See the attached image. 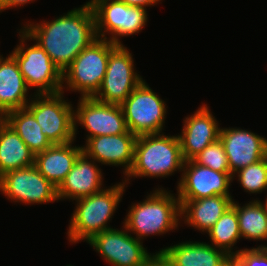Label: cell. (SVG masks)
I'll return each mask as SVG.
<instances>
[{"label":"cell","instance_id":"obj_20","mask_svg":"<svg viewBox=\"0 0 267 266\" xmlns=\"http://www.w3.org/2000/svg\"><path fill=\"white\" fill-rule=\"evenodd\" d=\"M73 143L74 141L53 144L35 155L34 166L56 188L60 186L78 156L83 152L82 146H72Z\"/></svg>","mask_w":267,"mask_h":266},{"label":"cell","instance_id":"obj_3","mask_svg":"<svg viewBox=\"0 0 267 266\" xmlns=\"http://www.w3.org/2000/svg\"><path fill=\"white\" fill-rule=\"evenodd\" d=\"M180 218L178 197L158 187L142 202L131 205L123 226L142 241L152 234L162 235L177 229Z\"/></svg>","mask_w":267,"mask_h":266},{"label":"cell","instance_id":"obj_18","mask_svg":"<svg viewBox=\"0 0 267 266\" xmlns=\"http://www.w3.org/2000/svg\"><path fill=\"white\" fill-rule=\"evenodd\" d=\"M96 161L82 152L57 188L58 200L87 197L102 191L103 173Z\"/></svg>","mask_w":267,"mask_h":266},{"label":"cell","instance_id":"obj_33","mask_svg":"<svg viewBox=\"0 0 267 266\" xmlns=\"http://www.w3.org/2000/svg\"><path fill=\"white\" fill-rule=\"evenodd\" d=\"M228 264L230 266H245L236 256H230Z\"/></svg>","mask_w":267,"mask_h":266},{"label":"cell","instance_id":"obj_21","mask_svg":"<svg viewBox=\"0 0 267 266\" xmlns=\"http://www.w3.org/2000/svg\"><path fill=\"white\" fill-rule=\"evenodd\" d=\"M24 77L15 58L9 54L6 58L0 55V112L26 108L30 102Z\"/></svg>","mask_w":267,"mask_h":266},{"label":"cell","instance_id":"obj_23","mask_svg":"<svg viewBox=\"0 0 267 266\" xmlns=\"http://www.w3.org/2000/svg\"><path fill=\"white\" fill-rule=\"evenodd\" d=\"M35 154L4 120L0 124V176L34 165Z\"/></svg>","mask_w":267,"mask_h":266},{"label":"cell","instance_id":"obj_6","mask_svg":"<svg viewBox=\"0 0 267 266\" xmlns=\"http://www.w3.org/2000/svg\"><path fill=\"white\" fill-rule=\"evenodd\" d=\"M95 17L96 36L122 45L120 37L141 32L148 20L146 8L127 5L118 0H90ZM110 38H107V34Z\"/></svg>","mask_w":267,"mask_h":266},{"label":"cell","instance_id":"obj_11","mask_svg":"<svg viewBox=\"0 0 267 266\" xmlns=\"http://www.w3.org/2000/svg\"><path fill=\"white\" fill-rule=\"evenodd\" d=\"M0 192L14 202L28 205L58 201L57 188L34 165L0 176Z\"/></svg>","mask_w":267,"mask_h":266},{"label":"cell","instance_id":"obj_27","mask_svg":"<svg viewBox=\"0 0 267 266\" xmlns=\"http://www.w3.org/2000/svg\"><path fill=\"white\" fill-rule=\"evenodd\" d=\"M238 177L241 187L250 194L267 190V156L256 163L239 169L233 174Z\"/></svg>","mask_w":267,"mask_h":266},{"label":"cell","instance_id":"obj_8","mask_svg":"<svg viewBox=\"0 0 267 266\" xmlns=\"http://www.w3.org/2000/svg\"><path fill=\"white\" fill-rule=\"evenodd\" d=\"M63 94L64 91L34 94L26 105L52 144H66L75 140L74 109L71 103L63 99Z\"/></svg>","mask_w":267,"mask_h":266},{"label":"cell","instance_id":"obj_14","mask_svg":"<svg viewBox=\"0 0 267 266\" xmlns=\"http://www.w3.org/2000/svg\"><path fill=\"white\" fill-rule=\"evenodd\" d=\"M123 229L105 230L87 243L112 266H140L150 253L142 241L133 237L124 226Z\"/></svg>","mask_w":267,"mask_h":266},{"label":"cell","instance_id":"obj_15","mask_svg":"<svg viewBox=\"0 0 267 266\" xmlns=\"http://www.w3.org/2000/svg\"><path fill=\"white\" fill-rule=\"evenodd\" d=\"M219 138L228 158L230 173L267 156V139L241 128H221Z\"/></svg>","mask_w":267,"mask_h":266},{"label":"cell","instance_id":"obj_35","mask_svg":"<svg viewBox=\"0 0 267 266\" xmlns=\"http://www.w3.org/2000/svg\"><path fill=\"white\" fill-rule=\"evenodd\" d=\"M4 121V115L0 112V124Z\"/></svg>","mask_w":267,"mask_h":266},{"label":"cell","instance_id":"obj_25","mask_svg":"<svg viewBox=\"0 0 267 266\" xmlns=\"http://www.w3.org/2000/svg\"><path fill=\"white\" fill-rule=\"evenodd\" d=\"M236 208L241 238L267 240V213L260 200H252L244 206L233 200Z\"/></svg>","mask_w":267,"mask_h":266},{"label":"cell","instance_id":"obj_12","mask_svg":"<svg viewBox=\"0 0 267 266\" xmlns=\"http://www.w3.org/2000/svg\"><path fill=\"white\" fill-rule=\"evenodd\" d=\"M78 101L77 109L74 110L75 138L77 124L87 130L86 141L91 137L118 135L129 131L121 105L105 104L93 97H80Z\"/></svg>","mask_w":267,"mask_h":266},{"label":"cell","instance_id":"obj_19","mask_svg":"<svg viewBox=\"0 0 267 266\" xmlns=\"http://www.w3.org/2000/svg\"><path fill=\"white\" fill-rule=\"evenodd\" d=\"M232 196H212L196 200H179L182 221L201 232H207L232 206ZM183 217V218H182Z\"/></svg>","mask_w":267,"mask_h":266},{"label":"cell","instance_id":"obj_5","mask_svg":"<svg viewBox=\"0 0 267 266\" xmlns=\"http://www.w3.org/2000/svg\"><path fill=\"white\" fill-rule=\"evenodd\" d=\"M116 46L107 39H95L62 72V83H65L62 92L66 88L80 92L81 98L94 97L106 74L109 55Z\"/></svg>","mask_w":267,"mask_h":266},{"label":"cell","instance_id":"obj_29","mask_svg":"<svg viewBox=\"0 0 267 266\" xmlns=\"http://www.w3.org/2000/svg\"><path fill=\"white\" fill-rule=\"evenodd\" d=\"M235 255L245 266H267V245L237 250Z\"/></svg>","mask_w":267,"mask_h":266},{"label":"cell","instance_id":"obj_10","mask_svg":"<svg viewBox=\"0 0 267 266\" xmlns=\"http://www.w3.org/2000/svg\"><path fill=\"white\" fill-rule=\"evenodd\" d=\"M142 81V76L134 70L133 55L123 44L117 45L109 55L102 85L93 98L105 104L121 105Z\"/></svg>","mask_w":267,"mask_h":266},{"label":"cell","instance_id":"obj_28","mask_svg":"<svg viewBox=\"0 0 267 266\" xmlns=\"http://www.w3.org/2000/svg\"><path fill=\"white\" fill-rule=\"evenodd\" d=\"M192 160L217 172H230L228 158L220 138L204 148Z\"/></svg>","mask_w":267,"mask_h":266},{"label":"cell","instance_id":"obj_13","mask_svg":"<svg viewBox=\"0 0 267 266\" xmlns=\"http://www.w3.org/2000/svg\"><path fill=\"white\" fill-rule=\"evenodd\" d=\"M182 171L176 195L179 200L231 196L229 187L233 182V175L230 172H217L193 160L184 161Z\"/></svg>","mask_w":267,"mask_h":266},{"label":"cell","instance_id":"obj_16","mask_svg":"<svg viewBox=\"0 0 267 266\" xmlns=\"http://www.w3.org/2000/svg\"><path fill=\"white\" fill-rule=\"evenodd\" d=\"M136 139L137 136L130 131L118 135L96 136L89 138L82 148L97 163L122 166L126 178L134 163Z\"/></svg>","mask_w":267,"mask_h":266},{"label":"cell","instance_id":"obj_2","mask_svg":"<svg viewBox=\"0 0 267 266\" xmlns=\"http://www.w3.org/2000/svg\"><path fill=\"white\" fill-rule=\"evenodd\" d=\"M184 159L178 135L160 133L137 136L134 163L124 182L140 177L165 178L182 172Z\"/></svg>","mask_w":267,"mask_h":266},{"label":"cell","instance_id":"obj_32","mask_svg":"<svg viewBox=\"0 0 267 266\" xmlns=\"http://www.w3.org/2000/svg\"><path fill=\"white\" fill-rule=\"evenodd\" d=\"M33 1L35 0H5V2L0 6V12H3L6 9H11L12 7H21Z\"/></svg>","mask_w":267,"mask_h":266},{"label":"cell","instance_id":"obj_34","mask_svg":"<svg viewBox=\"0 0 267 266\" xmlns=\"http://www.w3.org/2000/svg\"><path fill=\"white\" fill-rule=\"evenodd\" d=\"M267 197V196H266ZM261 204L263 205V207H264V209H265V212L267 213V198H266V200H265V203L263 202H261Z\"/></svg>","mask_w":267,"mask_h":266},{"label":"cell","instance_id":"obj_7","mask_svg":"<svg viewBox=\"0 0 267 266\" xmlns=\"http://www.w3.org/2000/svg\"><path fill=\"white\" fill-rule=\"evenodd\" d=\"M20 44L10 53L18 63L27 87H36L35 94L62 92V72L50 56L37 44L27 46L29 36L20 29ZM26 46V47H25Z\"/></svg>","mask_w":267,"mask_h":266},{"label":"cell","instance_id":"obj_31","mask_svg":"<svg viewBox=\"0 0 267 266\" xmlns=\"http://www.w3.org/2000/svg\"><path fill=\"white\" fill-rule=\"evenodd\" d=\"M118 1L134 7L147 8L149 6H154V4L155 5L158 4V2L162 0H118Z\"/></svg>","mask_w":267,"mask_h":266},{"label":"cell","instance_id":"obj_30","mask_svg":"<svg viewBox=\"0 0 267 266\" xmlns=\"http://www.w3.org/2000/svg\"><path fill=\"white\" fill-rule=\"evenodd\" d=\"M140 266H173L168 255L160 250L155 254H149Z\"/></svg>","mask_w":267,"mask_h":266},{"label":"cell","instance_id":"obj_24","mask_svg":"<svg viewBox=\"0 0 267 266\" xmlns=\"http://www.w3.org/2000/svg\"><path fill=\"white\" fill-rule=\"evenodd\" d=\"M4 120L14 129L35 155L53 145L46 135L43 134L41 126L27 108L7 112L4 115Z\"/></svg>","mask_w":267,"mask_h":266},{"label":"cell","instance_id":"obj_36","mask_svg":"<svg viewBox=\"0 0 267 266\" xmlns=\"http://www.w3.org/2000/svg\"><path fill=\"white\" fill-rule=\"evenodd\" d=\"M5 2V0H0V6Z\"/></svg>","mask_w":267,"mask_h":266},{"label":"cell","instance_id":"obj_26","mask_svg":"<svg viewBox=\"0 0 267 266\" xmlns=\"http://www.w3.org/2000/svg\"><path fill=\"white\" fill-rule=\"evenodd\" d=\"M210 237L211 244L226 252L229 256H235L238 251L233 250L241 239L238 217L235 206L232 204L219 220L206 232Z\"/></svg>","mask_w":267,"mask_h":266},{"label":"cell","instance_id":"obj_17","mask_svg":"<svg viewBox=\"0 0 267 266\" xmlns=\"http://www.w3.org/2000/svg\"><path fill=\"white\" fill-rule=\"evenodd\" d=\"M184 126L178 134L184 161L192 160L204 148L219 139L220 126L206 104L184 118Z\"/></svg>","mask_w":267,"mask_h":266},{"label":"cell","instance_id":"obj_9","mask_svg":"<svg viewBox=\"0 0 267 266\" xmlns=\"http://www.w3.org/2000/svg\"><path fill=\"white\" fill-rule=\"evenodd\" d=\"M128 130L136 136L163 133L166 103L143 80L121 104Z\"/></svg>","mask_w":267,"mask_h":266},{"label":"cell","instance_id":"obj_22","mask_svg":"<svg viewBox=\"0 0 267 266\" xmlns=\"http://www.w3.org/2000/svg\"><path fill=\"white\" fill-rule=\"evenodd\" d=\"M163 250L173 266H225L230 256L212 244L187 241L165 247Z\"/></svg>","mask_w":267,"mask_h":266},{"label":"cell","instance_id":"obj_4","mask_svg":"<svg viewBox=\"0 0 267 266\" xmlns=\"http://www.w3.org/2000/svg\"><path fill=\"white\" fill-rule=\"evenodd\" d=\"M125 185L127 184L123 181L75 200L77 205L67 231L69 242L78 243L83 239L88 242L95 234L112 229L107 223L112 220L127 187Z\"/></svg>","mask_w":267,"mask_h":266},{"label":"cell","instance_id":"obj_1","mask_svg":"<svg viewBox=\"0 0 267 266\" xmlns=\"http://www.w3.org/2000/svg\"><path fill=\"white\" fill-rule=\"evenodd\" d=\"M22 30L50 56L61 72L97 39L95 17L88 2L50 22H29Z\"/></svg>","mask_w":267,"mask_h":266}]
</instances>
